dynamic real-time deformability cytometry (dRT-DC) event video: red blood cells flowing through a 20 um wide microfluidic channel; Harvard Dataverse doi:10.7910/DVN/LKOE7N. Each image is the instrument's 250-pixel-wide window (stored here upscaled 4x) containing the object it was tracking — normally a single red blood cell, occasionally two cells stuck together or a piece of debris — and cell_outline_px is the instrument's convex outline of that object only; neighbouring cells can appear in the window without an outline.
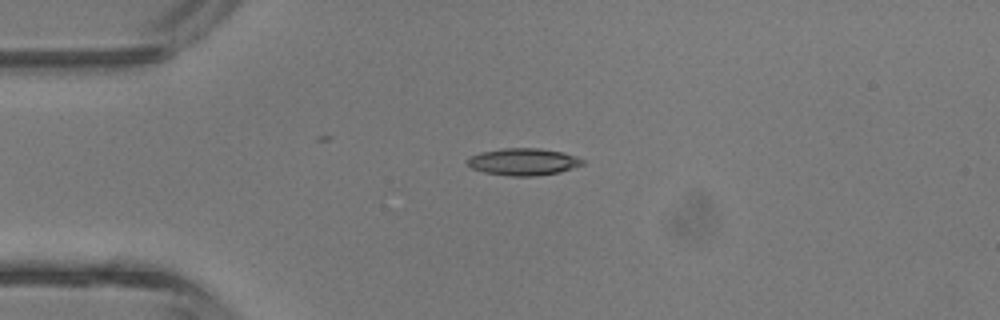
{"species": "common noctule bat (a hibernating species)", "species_latin": "Nyctalus noctula", "temperature_condition": "room temperature", "stored_images_in_passage": 34, "camera_frame_rate_fps": 3000, "um_per_image_px": 0.085, "animal": {"sex": "male", "body_mass_g": 13.3}, "frame": {"image": 1, "passage_image": 1, "time_ms": 0.0, "image_size_px": [1000, 320], "cell_outline_px": [[584, 164], [560, 172], [536, 176], [512, 176], [484, 172], [472, 168], [468, 164], [468, 160], [472, 156], [480, 152], [504, 148], [540, 148], [564, 152], [576, 156], [584, 160]], "centroid_in_image_um": [44.53, 13.75], "position_along_channel_um": 40.5, "area_um2": 18.09}}
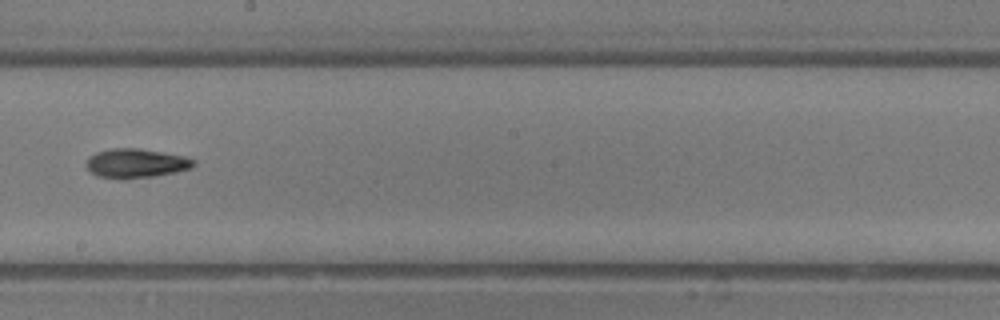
{"frame": {"image": 2, "passage_image": 15, "time_ms": 4.667, "image_size_px": [1000, 320], "cell_outline_px": [[196, 164], [192, 168], [176, 172], [156, 176], [124, 180], [120, 180], [96, 176], [88, 168], [88, 156], [96, 152], [108, 148], [140, 148], [184, 156], [196, 160]], "centroid_in_image_um": [11.57, 13.89], "position_along_channel_um": 236.6, "area_um2": 18.61}}
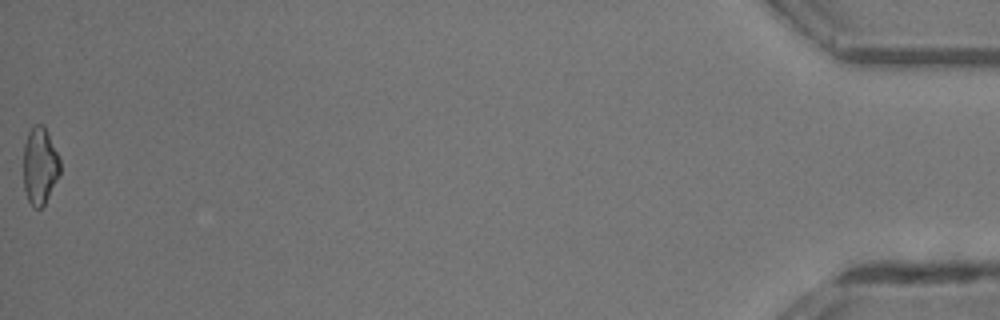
{"frame": {"image": 3, "passage_image": 34, "time_ms": 11.0, "image_size_px": [1000, 320], "cell_outline_px": [[60, 176], [44, 204], [40, 208], [36, 208], [28, 200], [24, 188], [24, 144], [28, 132], [36, 124], [44, 124], [48, 132], [60, 160]], "centroid_in_image_um": [3.4, 14.08], "position_along_channel_um": 431.8, "area_um2": 16.42}, "authors_computed_cell_mechanics": {"area_um2": 17.2244, "velocity_mm_per_s": 4.7645, "shape_relaxation_time_tau1_ms": 5.0657, "shape_relaxation_time_tau2_ms": 7.4274, "deformation_change_tau1": 0.1771, "deformation_change_tau2": 0.1814}}